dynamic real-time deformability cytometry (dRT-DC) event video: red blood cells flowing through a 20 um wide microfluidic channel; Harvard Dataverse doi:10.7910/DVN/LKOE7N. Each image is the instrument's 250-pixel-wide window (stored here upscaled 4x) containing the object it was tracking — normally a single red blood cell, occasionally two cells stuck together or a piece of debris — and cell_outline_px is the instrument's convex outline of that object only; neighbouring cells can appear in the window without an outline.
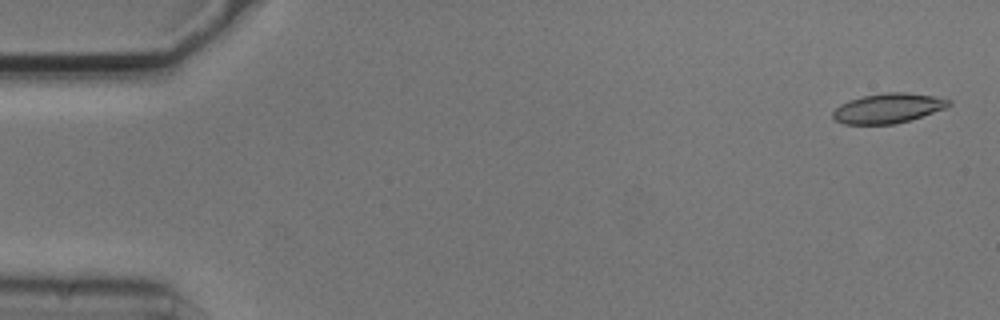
{"species": "common noctule bat (a hibernating species)", "species_latin": "Nyctalus noctula", "temperature_condition": "cold", "stored_images_in_passage": 5, "camera_frame_rate_fps": 3000, "um_per_image_px": 0.085, "animal": {"sex": "male", "body_mass_g": 20.5, "forearm_length_mm": 52.5}, "frame": {"image": 1, "passage_image": 1, "time_ms": 0.0, "image_size_px": [1000, 320], "cell_outline_px": [[952, 104], [944, 108], [896, 124], [844, 124], [836, 120], [832, 116], [832, 112], [840, 104], [848, 100], [864, 96], [884, 92], [904, 92], [932, 96], [952, 100]], "centroid_in_image_um": [75.45, 9.19], "position_along_channel_um": 9.6, "area_um2": 19.88}}
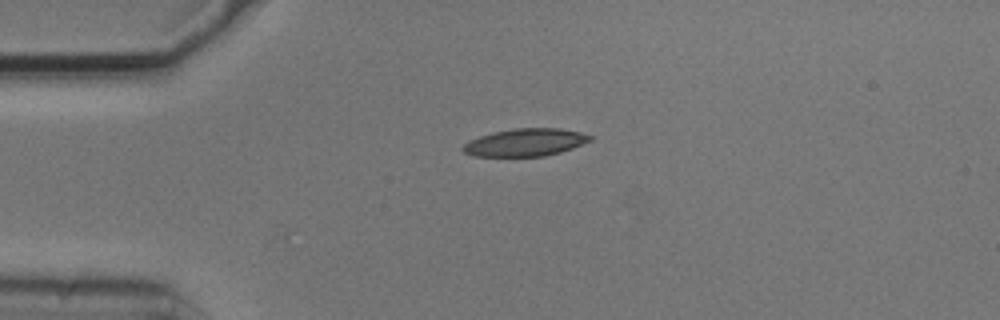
{"frame": {"image": 2, "passage_image": 4, "time_ms": 1.0, "image_size_px": [1000, 320], "cell_outline_px": [[592, 140], [572, 148], [560, 152], [544, 156], [476, 156], [464, 152], [460, 148], [468, 140], [492, 132], [512, 128], [560, 128], [580, 132], [592, 136]], "centroid_in_image_um": [44.63, 12.09], "position_along_channel_um": 40.4, "area_um2": 20.46}}